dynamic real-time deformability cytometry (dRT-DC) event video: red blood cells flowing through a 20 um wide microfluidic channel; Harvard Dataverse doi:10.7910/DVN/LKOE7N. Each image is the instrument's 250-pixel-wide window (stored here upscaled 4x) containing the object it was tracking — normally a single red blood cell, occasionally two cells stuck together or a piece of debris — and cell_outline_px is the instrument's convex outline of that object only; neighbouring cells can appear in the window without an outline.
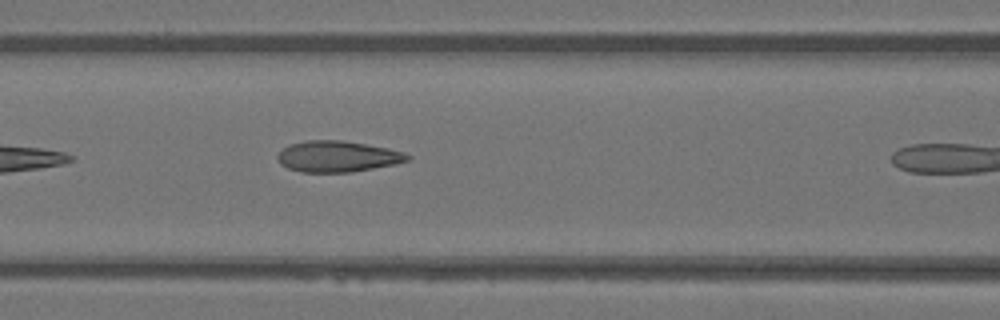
{"species": "Egyptian fruit bat (a non-hibernating species)", "species_latin": "Rousettus aegyptiacus", "temperature_condition": "warm", "stored_images_in_passage": 10, "camera_frame_rate_fps": 3000, "um_per_image_px": 0.085, "animal": {"sex": "female"}, "frame": {"image": 1, "passage_image": 9, "time_ms": 2.667, "image_size_px": [1000, 320], "cell_outline_px": [[412, 160], [352, 172], [300, 172], [288, 168], [280, 164], [276, 156], [288, 144], [308, 140], [344, 140], [388, 148], [404, 152], [412, 156]], "centroid_in_image_um": [28.69, 13.29], "position_along_channel_um": 137.9, "area_um2": 23.58}}